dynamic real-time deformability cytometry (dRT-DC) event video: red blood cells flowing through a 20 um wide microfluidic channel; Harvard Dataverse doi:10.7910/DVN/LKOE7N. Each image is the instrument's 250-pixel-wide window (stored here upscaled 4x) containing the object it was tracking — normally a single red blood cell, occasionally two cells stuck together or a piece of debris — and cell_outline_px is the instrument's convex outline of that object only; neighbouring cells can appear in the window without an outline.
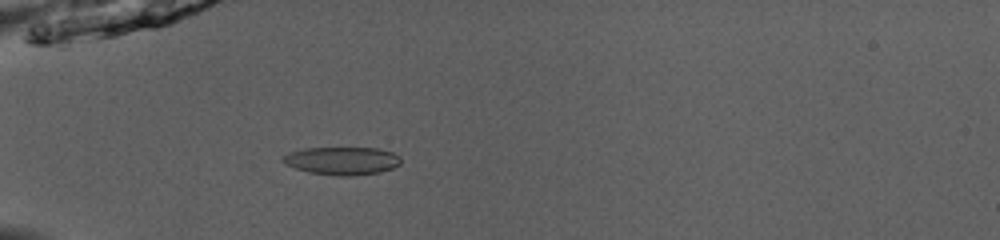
{"species": "common noctule bat (a hibernating species)", "species_latin": "Nyctalus noctula", "temperature_condition": "room temperature", "stored_images_in_passage": 52, "camera_frame_rate_fps": 3000, "um_per_image_px": 0.085, "animal": {"sex": "male", "body_mass_g": 13.0, "forearm_length_mm": 53.1}, "frame": {"image": 1, "passage_image": 18, "time_ms": 5.667, "image_size_px": [1000, 240], "cell_outline_px": [[400, 164], [392, 168], [380, 172], [352, 176], [340, 176], [308, 172], [284, 164], [280, 160], [280, 156], [288, 152], [304, 148], [376, 148], [392, 152], [400, 156]], "centroid_in_image_um": [29.02, 13.66], "position_along_channel_um": 56.0, "area_um2": 19.36}}
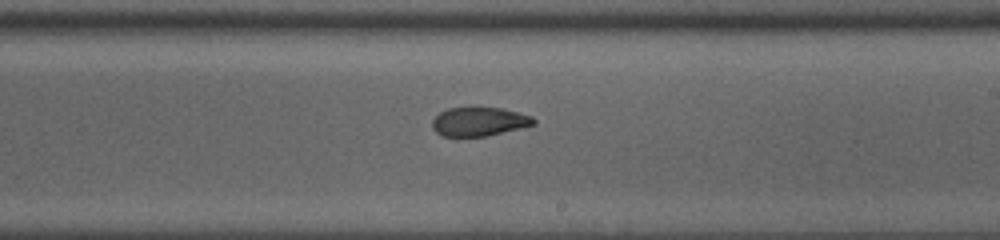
{"frame": {"image": 2, "passage_image": 33, "time_ms": 10.667, "image_size_px": [1000, 240], "cell_outline_px": [[536, 124], [488, 136], [444, 136], [436, 132], [432, 128], [432, 120], [440, 112], [448, 108], [500, 108], [532, 116], [536, 120]], "centroid_in_image_um": [40.72, 10.34], "position_along_channel_um": 248.3, "area_um2": 16.88}}
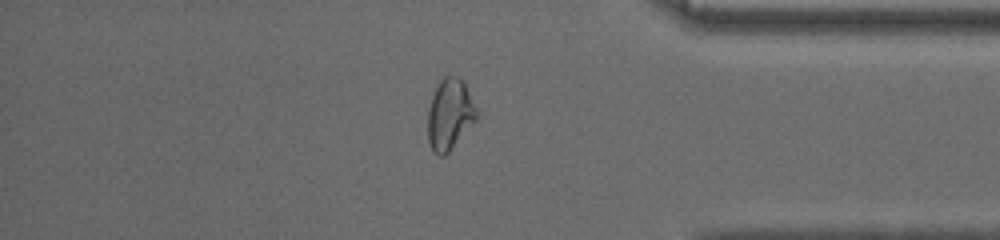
{"frame": {"image": 3, "passage_image": 45, "time_ms": 14.667, "image_size_px": [1000, 240], "cell_outline_px": [[480, 116], [448, 152], [444, 156], [440, 156], [432, 152], [428, 140], [428, 108], [432, 96], [440, 80], [444, 76], [456, 76], [464, 80]], "centroid_in_image_um": [38.24, 9.72], "position_along_channel_um": 397.0, "area_um2": 20.35}, "authors_computed_cell_mechanics": {"area_um2": 19.0162, "velocity_mm_per_s": 4.0673, "shape_relaxation_time_tau1_ms": null, "shape_relaxation_time_tau2_ms": 2.3786, "deformation_change_tau1": null, "deformation_change_tau2": 0.0768}}